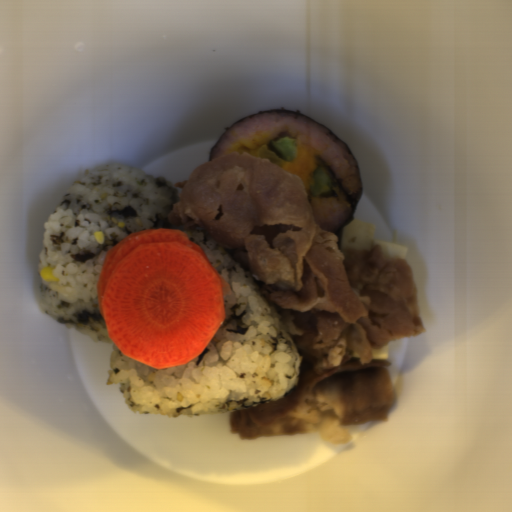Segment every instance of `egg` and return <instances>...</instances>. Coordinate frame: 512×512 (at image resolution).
<instances>
[{
	"mask_svg": "<svg viewBox=\"0 0 512 512\" xmlns=\"http://www.w3.org/2000/svg\"><path fill=\"white\" fill-rule=\"evenodd\" d=\"M296 156L293 160H283L281 168L299 176L305 190L310 189L312 174L318 168L314 149L308 146L295 147Z\"/></svg>",
	"mask_w": 512,
	"mask_h": 512,
	"instance_id": "obj_1",
	"label": "egg"
}]
</instances>
